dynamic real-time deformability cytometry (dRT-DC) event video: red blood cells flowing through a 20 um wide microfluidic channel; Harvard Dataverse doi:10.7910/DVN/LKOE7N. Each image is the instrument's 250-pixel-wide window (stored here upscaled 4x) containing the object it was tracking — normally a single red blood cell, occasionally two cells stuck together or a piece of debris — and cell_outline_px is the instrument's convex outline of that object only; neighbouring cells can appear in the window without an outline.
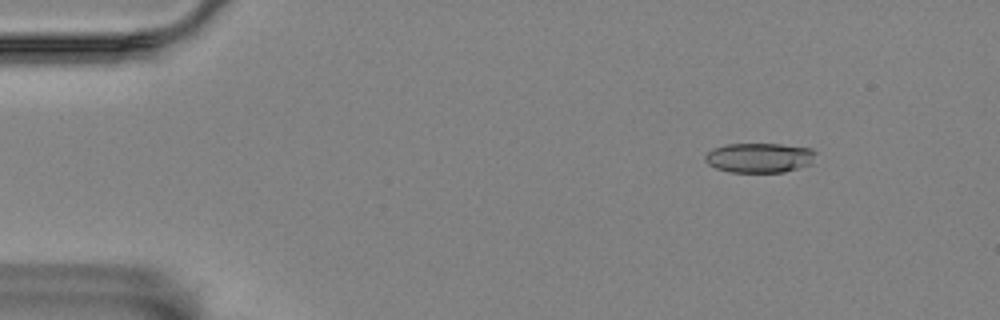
{"species": "Egyptian fruit bat (a non-hibernating species)", "species_latin": "Rousettus aegyptiacus", "temperature_condition": "room temperature", "stored_images_in_passage": 5, "camera_frame_rate_fps": 3000, "um_per_image_px": 0.085, "animal": {"sex": "female"}, "frame": {"image": 1, "passage_image": 2, "time_ms": 1.333, "image_size_px": [1000, 320], "cell_outline_px": [[816, 152], [808, 164], [784, 172], [732, 172], [716, 168], [708, 164], [704, 160], [704, 156], [712, 148], [728, 144], [780, 144], [812, 148]], "centroid_in_image_um": [64.5, 13.4], "position_along_channel_um": 20.5, "area_um2": 18.96}}
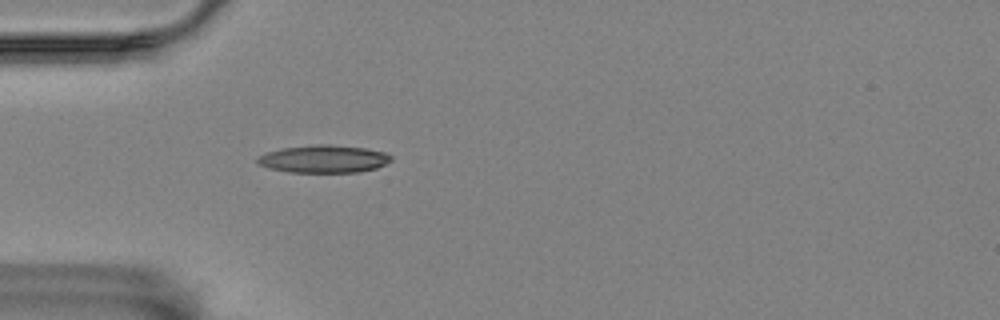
{"frame": {"image": 2, "passage_image": 5, "time_ms": 4.667, "image_size_px": [1000, 320], "cell_outline_px": [[392, 160], [376, 168], [360, 172], [288, 172], [268, 168], [260, 164], [256, 160], [256, 156], [264, 152], [284, 148], [316, 144], [328, 144], [364, 148], [384, 152], [392, 156]], "centroid_in_image_um": [27.48, 13.51], "position_along_channel_um": 57.5, "area_um2": 21.56}}